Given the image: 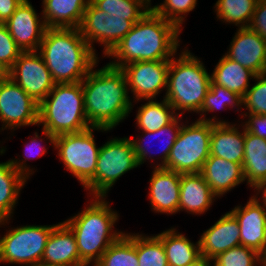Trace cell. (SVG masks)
<instances>
[{"label":"cell","instance_id":"cell-1","mask_svg":"<svg viewBox=\"0 0 266 266\" xmlns=\"http://www.w3.org/2000/svg\"><path fill=\"white\" fill-rule=\"evenodd\" d=\"M97 64L82 80L85 114L90 127L112 130L132 112V99L123 70Z\"/></svg>","mask_w":266,"mask_h":266},{"label":"cell","instance_id":"cell-2","mask_svg":"<svg viewBox=\"0 0 266 266\" xmlns=\"http://www.w3.org/2000/svg\"><path fill=\"white\" fill-rule=\"evenodd\" d=\"M180 30L174 23L148 11L107 55L116 68L138 61H170L180 46Z\"/></svg>","mask_w":266,"mask_h":266},{"label":"cell","instance_id":"cell-3","mask_svg":"<svg viewBox=\"0 0 266 266\" xmlns=\"http://www.w3.org/2000/svg\"><path fill=\"white\" fill-rule=\"evenodd\" d=\"M37 52L55 84L82 80L99 62L98 55L81 35L79 28H46Z\"/></svg>","mask_w":266,"mask_h":266},{"label":"cell","instance_id":"cell-4","mask_svg":"<svg viewBox=\"0 0 266 266\" xmlns=\"http://www.w3.org/2000/svg\"><path fill=\"white\" fill-rule=\"evenodd\" d=\"M105 197H91L89 205L63 221L73 232L80 262L94 266L109 246L124 232L113 230L119 214L110 207ZM118 231V232H117Z\"/></svg>","mask_w":266,"mask_h":266},{"label":"cell","instance_id":"cell-5","mask_svg":"<svg viewBox=\"0 0 266 266\" xmlns=\"http://www.w3.org/2000/svg\"><path fill=\"white\" fill-rule=\"evenodd\" d=\"M41 125L42 134L53 146L57 135L90 128L85 114L82 82L54 85L39 103L38 127Z\"/></svg>","mask_w":266,"mask_h":266},{"label":"cell","instance_id":"cell-6","mask_svg":"<svg viewBox=\"0 0 266 266\" xmlns=\"http://www.w3.org/2000/svg\"><path fill=\"white\" fill-rule=\"evenodd\" d=\"M210 83L211 75L203 62L185 48L176 59L170 60L167 90L163 98L177 115L182 116L184 111L199 114Z\"/></svg>","mask_w":266,"mask_h":266},{"label":"cell","instance_id":"cell-7","mask_svg":"<svg viewBox=\"0 0 266 266\" xmlns=\"http://www.w3.org/2000/svg\"><path fill=\"white\" fill-rule=\"evenodd\" d=\"M139 167L131 140L111 138L100 147L94 177L83 187L93 197H106L126 172Z\"/></svg>","mask_w":266,"mask_h":266},{"label":"cell","instance_id":"cell-8","mask_svg":"<svg viewBox=\"0 0 266 266\" xmlns=\"http://www.w3.org/2000/svg\"><path fill=\"white\" fill-rule=\"evenodd\" d=\"M213 123H183L164 168L180 174L201 173L210 155Z\"/></svg>","mask_w":266,"mask_h":266},{"label":"cell","instance_id":"cell-9","mask_svg":"<svg viewBox=\"0 0 266 266\" xmlns=\"http://www.w3.org/2000/svg\"><path fill=\"white\" fill-rule=\"evenodd\" d=\"M109 131L90 127L78 133L55 136L54 149L66 171L72 173L84 187L95 175L100 147L96 146L93 131Z\"/></svg>","mask_w":266,"mask_h":266},{"label":"cell","instance_id":"cell-10","mask_svg":"<svg viewBox=\"0 0 266 266\" xmlns=\"http://www.w3.org/2000/svg\"><path fill=\"white\" fill-rule=\"evenodd\" d=\"M53 225L11 228L0 238V263L33 266L41 261Z\"/></svg>","mask_w":266,"mask_h":266},{"label":"cell","instance_id":"cell-11","mask_svg":"<svg viewBox=\"0 0 266 266\" xmlns=\"http://www.w3.org/2000/svg\"><path fill=\"white\" fill-rule=\"evenodd\" d=\"M139 20H126L124 17H110L106 12L96 8L91 2L85 9L82 23L79 27L81 35L96 53L93 43L103 45L104 57L132 29Z\"/></svg>","mask_w":266,"mask_h":266},{"label":"cell","instance_id":"cell-12","mask_svg":"<svg viewBox=\"0 0 266 266\" xmlns=\"http://www.w3.org/2000/svg\"><path fill=\"white\" fill-rule=\"evenodd\" d=\"M39 103L10 77L0 80L1 131L38 125Z\"/></svg>","mask_w":266,"mask_h":266},{"label":"cell","instance_id":"cell-13","mask_svg":"<svg viewBox=\"0 0 266 266\" xmlns=\"http://www.w3.org/2000/svg\"><path fill=\"white\" fill-rule=\"evenodd\" d=\"M8 77L40 103L54 88L55 82L37 51L22 52L8 70Z\"/></svg>","mask_w":266,"mask_h":266},{"label":"cell","instance_id":"cell-14","mask_svg":"<svg viewBox=\"0 0 266 266\" xmlns=\"http://www.w3.org/2000/svg\"><path fill=\"white\" fill-rule=\"evenodd\" d=\"M170 61L131 62L121 69L127 79L128 90L133 95V102L156 99V96L167 90Z\"/></svg>","mask_w":266,"mask_h":266},{"label":"cell","instance_id":"cell-15","mask_svg":"<svg viewBox=\"0 0 266 266\" xmlns=\"http://www.w3.org/2000/svg\"><path fill=\"white\" fill-rule=\"evenodd\" d=\"M4 25L22 52L37 51L47 28L31 2H22Z\"/></svg>","mask_w":266,"mask_h":266},{"label":"cell","instance_id":"cell-16","mask_svg":"<svg viewBox=\"0 0 266 266\" xmlns=\"http://www.w3.org/2000/svg\"><path fill=\"white\" fill-rule=\"evenodd\" d=\"M229 212L239 224L241 245L262 256L266 251V209L252 196L244 207L236 206Z\"/></svg>","mask_w":266,"mask_h":266},{"label":"cell","instance_id":"cell-17","mask_svg":"<svg viewBox=\"0 0 266 266\" xmlns=\"http://www.w3.org/2000/svg\"><path fill=\"white\" fill-rule=\"evenodd\" d=\"M225 56L255 75L266 72V40L251 29L238 28Z\"/></svg>","mask_w":266,"mask_h":266},{"label":"cell","instance_id":"cell-18","mask_svg":"<svg viewBox=\"0 0 266 266\" xmlns=\"http://www.w3.org/2000/svg\"><path fill=\"white\" fill-rule=\"evenodd\" d=\"M181 174L164 167H154L148 198L155 213L176 214L180 201Z\"/></svg>","mask_w":266,"mask_h":266},{"label":"cell","instance_id":"cell-19","mask_svg":"<svg viewBox=\"0 0 266 266\" xmlns=\"http://www.w3.org/2000/svg\"><path fill=\"white\" fill-rule=\"evenodd\" d=\"M201 256L214 259L219 254L241 245L240 229L236 218L227 212L222 215L199 239Z\"/></svg>","mask_w":266,"mask_h":266},{"label":"cell","instance_id":"cell-20","mask_svg":"<svg viewBox=\"0 0 266 266\" xmlns=\"http://www.w3.org/2000/svg\"><path fill=\"white\" fill-rule=\"evenodd\" d=\"M41 262L57 266H84L80 262L75 236L64 222L58 223L51 231Z\"/></svg>","mask_w":266,"mask_h":266},{"label":"cell","instance_id":"cell-21","mask_svg":"<svg viewBox=\"0 0 266 266\" xmlns=\"http://www.w3.org/2000/svg\"><path fill=\"white\" fill-rule=\"evenodd\" d=\"M201 174L218 198L246 181L242 164L213 155L205 161Z\"/></svg>","mask_w":266,"mask_h":266},{"label":"cell","instance_id":"cell-22","mask_svg":"<svg viewBox=\"0 0 266 266\" xmlns=\"http://www.w3.org/2000/svg\"><path fill=\"white\" fill-rule=\"evenodd\" d=\"M217 195L201 173L181 174L178 212L201 215L207 212Z\"/></svg>","mask_w":266,"mask_h":266},{"label":"cell","instance_id":"cell-23","mask_svg":"<svg viewBox=\"0 0 266 266\" xmlns=\"http://www.w3.org/2000/svg\"><path fill=\"white\" fill-rule=\"evenodd\" d=\"M236 124H214L210 138V155L230 162L243 163L245 128Z\"/></svg>","mask_w":266,"mask_h":266},{"label":"cell","instance_id":"cell-24","mask_svg":"<svg viewBox=\"0 0 266 266\" xmlns=\"http://www.w3.org/2000/svg\"><path fill=\"white\" fill-rule=\"evenodd\" d=\"M90 0H43L41 15L48 28H79Z\"/></svg>","mask_w":266,"mask_h":266},{"label":"cell","instance_id":"cell-25","mask_svg":"<svg viewBox=\"0 0 266 266\" xmlns=\"http://www.w3.org/2000/svg\"><path fill=\"white\" fill-rule=\"evenodd\" d=\"M156 236L162 241L169 266H188L201 257L199 240L194 243L176 228Z\"/></svg>","mask_w":266,"mask_h":266},{"label":"cell","instance_id":"cell-26","mask_svg":"<svg viewBox=\"0 0 266 266\" xmlns=\"http://www.w3.org/2000/svg\"><path fill=\"white\" fill-rule=\"evenodd\" d=\"M26 182L27 179L13 168L10 160L0 163V226L10 222Z\"/></svg>","mask_w":266,"mask_h":266},{"label":"cell","instance_id":"cell-27","mask_svg":"<svg viewBox=\"0 0 266 266\" xmlns=\"http://www.w3.org/2000/svg\"><path fill=\"white\" fill-rule=\"evenodd\" d=\"M182 117L183 116L178 115L170 124L162 127L158 131H154V132L142 131V135L140 137L136 136V139L132 137L129 138L133 145V149L136 154V158H137L139 166L142 165L144 162H146V160L152 159L151 161H153V159H156V158H153L154 155H150L151 151L149 148H147L148 146L144 144L143 139H145L146 137L147 139L148 138L150 139V137L153 138L154 136L159 137L164 134L167 136V139L166 141L164 139L165 143L163 144V148L158 150L162 152V153L159 152L160 153L159 161L161 162H159L158 164V160H157V162H155L157 164L153 167H165L171 148L174 145V142L176 141L178 134L180 132V129L182 126V123L180 121L183 119Z\"/></svg>","mask_w":266,"mask_h":266},{"label":"cell","instance_id":"cell-28","mask_svg":"<svg viewBox=\"0 0 266 266\" xmlns=\"http://www.w3.org/2000/svg\"><path fill=\"white\" fill-rule=\"evenodd\" d=\"M255 76L249 69L223 55L211 74V81L243 98L250 87L249 80L254 79Z\"/></svg>","mask_w":266,"mask_h":266},{"label":"cell","instance_id":"cell-29","mask_svg":"<svg viewBox=\"0 0 266 266\" xmlns=\"http://www.w3.org/2000/svg\"><path fill=\"white\" fill-rule=\"evenodd\" d=\"M243 172L249 187L266 180V139L245 130Z\"/></svg>","mask_w":266,"mask_h":266},{"label":"cell","instance_id":"cell-30","mask_svg":"<svg viewBox=\"0 0 266 266\" xmlns=\"http://www.w3.org/2000/svg\"><path fill=\"white\" fill-rule=\"evenodd\" d=\"M147 101L138 108L136 126L141 131L154 132L170 124L178 115L174 108L163 98L161 102L156 99Z\"/></svg>","mask_w":266,"mask_h":266},{"label":"cell","instance_id":"cell-31","mask_svg":"<svg viewBox=\"0 0 266 266\" xmlns=\"http://www.w3.org/2000/svg\"><path fill=\"white\" fill-rule=\"evenodd\" d=\"M242 102L243 99L241 96L236 94L233 91H230L229 89L215 85L212 81L210 83V88L205 96L203 105L199 111L200 117L197 120L203 121V122H210L213 124H229V122L225 120H221L217 117L212 116V118H206V113L214 112L217 110L229 108H236V110L242 109ZM202 113V114H201ZM205 113V114H204Z\"/></svg>","mask_w":266,"mask_h":266},{"label":"cell","instance_id":"cell-32","mask_svg":"<svg viewBox=\"0 0 266 266\" xmlns=\"http://www.w3.org/2000/svg\"><path fill=\"white\" fill-rule=\"evenodd\" d=\"M94 266H139L135 234L124 232L109 246Z\"/></svg>","mask_w":266,"mask_h":266},{"label":"cell","instance_id":"cell-33","mask_svg":"<svg viewBox=\"0 0 266 266\" xmlns=\"http://www.w3.org/2000/svg\"><path fill=\"white\" fill-rule=\"evenodd\" d=\"M258 0H217L214 4L217 19L223 23L247 28Z\"/></svg>","mask_w":266,"mask_h":266},{"label":"cell","instance_id":"cell-34","mask_svg":"<svg viewBox=\"0 0 266 266\" xmlns=\"http://www.w3.org/2000/svg\"><path fill=\"white\" fill-rule=\"evenodd\" d=\"M90 2L110 17H124L126 20H140L151 9L144 0H90Z\"/></svg>","mask_w":266,"mask_h":266},{"label":"cell","instance_id":"cell-35","mask_svg":"<svg viewBox=\"0 0 266 266\" xmlns=\"http://www.w3.org/2000/svg\"><path fill=\"white\" fill-rule=\"evenodd\" d=\"M139 266H169L162 241L156 236L135 233Z\"/></svg>","mask_w":266,"mask_h":266},{"label":"cell","instance_id":"cell-36","mask_svg":"<svg viewBox=\"0 0 266 266\" xmlns=\"http://www.w3.org/2000/svg\"><path fill=\"white\" fill-rule=\"evenodd\" d=\"M214 266H261L262 256L246 246H236L219 254L214 259Z\"/></svg>","mask_w":266,"mask_h":266},{"label":"cell","instance_id":"cell-37","mask_svg":"<svg viewBox=\"0 0 266 266\" xmlns=\"http://www.w3.org/2000/svg\"><path fill=\"white\" fill-rule=\"evenodd\" d=\"M197 0H164L159 5L151 6V9L167 21L174 23L180 30L186 18V14L193 11Z\"/></svg>","mask_w":266,"mask_h":266},{"label":"cell","instance_id":"cell-38","mask_svg":"<svg viewBox=\"0 0 266 266\" xmlns=\"http://www.w3.org/2000/svg\"><path fill=\"white\" fill-rule=\"evenodd\" d=\"M257 82L249 87L245 96L242 98V106L248 114L266 115V72L254 77Z\"/></svg>","mask_w":266,"mask_h":266},{"label":"cell","instance_id":"cell-39","mask_svg":"<svg viewBox=\"0 0 266 266\" xmlns=\"http://www.w3.org/2000/svg\"><path fill=\"white\" fill-rule=\"evenodd\" d=\"M35 134V136L34 137H29V139H31L30 140V143L28 142L26 145H25V152H24V157H25V159H24V157H23V159H9L10 160V162H11V165L13 166V168L15 169V170H17L18 172H20L26 179H29L30 178V176L32 175V174H34V169L32 168H30V165L28 166L27 164H26V161H28V159L29 160H31V158H32V160L35 158L34 157V152L33 151H36V150H34V148H38L39 150H37L35 153L37 154V156H42V155H44L47 151V149L48 148H45V147H43L41 144H39L38 142H42V140H44L45 138H40V136L38 135V133L37 132H34ZM37 145L39 146V147H37ZM35 154V155H36Z\"/></svg>","mask_w":266,"mask_h":266},{"label":"cell","instance_id":"cell-40","mask_svg":"<svg viewBox=\"0 0 266 266\" xmlns=\"http://www.w3.org/2000/svg\"><path fill=\"white\" fill-rule=\"evenodd\" d=\"M21 53L22 50L17 46L7 27L0 23V63L9 70Z\"/></svg>","mask_w":266,"mask_h":266},{"label":"cell","instance_id":"cell-41","mask_svg":"<svg viewBox=\"0 0 266 266\" xmlns=\"http://www.w3.org/2000/svg\"><path fill=\"white\" fill-rule=\"evenodd\" d=\"M266 40V0H258L248 26Z\"/></svg>","mask_w":266,"mask_h":266},{"label":"cell","instance_id":"cell-42","mask_svg":"<svg viewBox=\"0 0 266 266\" xmlns=\"http://www.w3.org/2000/svg\"><path fill=\"white\" fill-rule=\"evenodd\" d=\"M241 117L249 118L241 125L247 132L266 139V115L248 114Z\"/></svg>","mask_w":266,"mask_h":266},{"label":"cell","instance_id":"cell-43","mask_svg":"<svg viewBox=\"0 0 266 266\" xmlns=\"http://www.w3.org/2000/svg\"><path fill=\"white\" fill-rule=\"evenodd\" d=\"M21 3L20 0H0V23L4 24Z\"/></svg>","mask_w":266,"mask_h":266},{"label":"cell","instance_id":"cell-44","mask_svg":"<svg viewBox=\"0 0 266 266\" xmlns=\"http://www.w3.org/2000/svg\"><path fill=\"white\" fill-rule=\"evenodd\" d=\"M253 189H254V192L255 190L257 191L255 193L256 195H253V196L266 209V180L258 183ZM260 193L262 194V196L260 195ZM258 194L260 195V197H262L261 199L258 198L259 196Z\"/></svg>","mask_w":266,"mask_h":266},{"label":"cell","instance_id":"cell-45","mask_svg":"<svg viewBox=\"0 0 266 266\" xmlns=\"http://www.w3.org/2000/svg\"><path fill=\"white\" fill-rule=\"evenodd\" d=\"M213 260L204 256H201L200 258H198L195 262L191 263L188 266H214V262H212ZM213 265H212V263Z\"/></svg>","mask_w":266,"mask_h":266},{"label":"cell","instance_id":"cell-46","mask_svg":"<svg viewBox=\"0 0 266 266\" xmlns=\"http://www.w3.org/2000/svg\"><path fill=\"white\" fill-rule=\"evenodd\" d=\"M8 77V70L0 63V80Z\"/></svg>","mask_w":266,"mask_h":266},{"label":"cell","instance_id":"cell-47","mask_svg":"<svg viewBox=\"0 0 266 266\" xmlns=\"http://www.w3.org/2000/svg\"><path fill=\"white\" fill-rule=\"evenodd\" d=\"M33 266H57V265H51V264H46V263H43V262H38L37 264L33 265Z\"/></svg>","mask_w":266,"mask_h":266},{"label":"cell","instance_id":"cell-48","mask_svg":"<svg viewBox=\"0 0 266 266\" xmlns=\"http://www.w3.org/2000/svg\"><path fill=\"white\" fill-rule=\"evenodd\" d=\"M261 266H266V251L265 253L262 255V264Z\"/></svg>","mask_w":266,"mask_h":266},{"label":"cell","instance_id":"cell-49","mask_svg":"<svg viewBox=\"0 0 266 266\" xmlns=\"http://www.w3.org/2000/svg\"><path fill=\"white\" fill-rule=\"evenodd\" d=\"M149 6H151V0H144Z\"/></svg>","mask_w":266,"mask_h":266},{"label":"cell","instance_id":"cell-50","mask_svg":"<svg viewBox=\"0 0 266 266\" xmlns=\"http://www.w3.org/2000/svg\"><path fill=\"white\" fill-rule=\"evenodd\" d=\"M21 2H29V0H20Z\"/></svg>","mask_w":266,"mask_h":266}]
</instances>
